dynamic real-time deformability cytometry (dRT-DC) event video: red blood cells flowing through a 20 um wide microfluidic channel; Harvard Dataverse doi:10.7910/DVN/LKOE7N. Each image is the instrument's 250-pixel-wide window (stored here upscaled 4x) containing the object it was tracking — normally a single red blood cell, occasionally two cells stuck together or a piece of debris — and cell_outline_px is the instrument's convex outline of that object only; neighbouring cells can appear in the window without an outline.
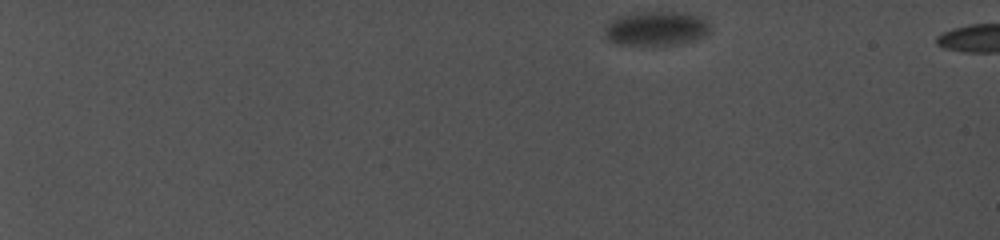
{"species": "common noctule bat (a hibernating species)", "species_latin": "Nyctalus noctula", "temperature_condition": "cold", "stored_images_in_passage": 54, "camera_frame_rate_fps": 5000, "um_per_image_px": 0.085, "animal": {"sex": "female", "body_mass_g": 19.0, "forearm_length_mm": 56.7}, "frame": {"image": 1, "passage_image": 1, "time_ms": 0.0, "image_size_px": [1000, 240], "cell_outline_px": [[712, 32], [696, 40], [676, 44], [616, 44], [608, 40], [604, 36], [604, 24], [612, 16], [628, 12], [680, 12], [700, 16], [708, 20], [712, 24]], "centroid_in_image_um": [55.75, 2.39], "position_along_channel_um": 29.3, "area_um2": 21.85}}
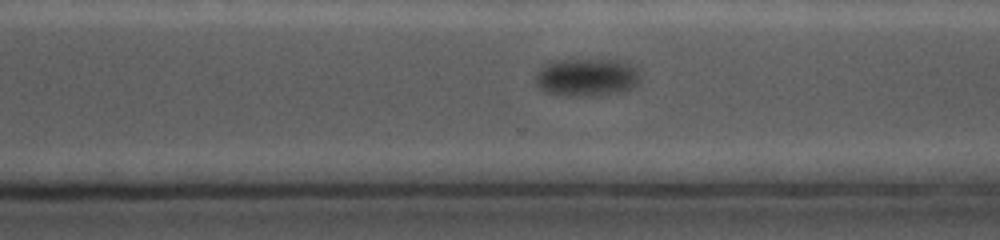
{"frame": {"image": 2, "passage_image": 48, "time_ms": 13.8, "image_size_px": [1000, 240], "cell_outline_px": [[640, 80], [632, 88], [624, 92], [552, 92], [540, 88], [536, 84], [536, 72], [540, 68], [548, 64], [560, 60], [628, 60], [640, 64]], "centroid_in_image_um": [50.04, 6.46], "position_along_channel_um": 320.6, "area_um2": 22.14}}
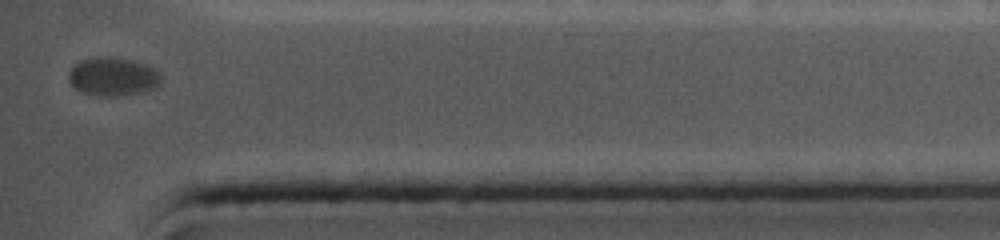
{"frame": {"image": 3, "passage_image": 54, "time_ms": 16.8, "image_size_px": [1000, 240], "cell_outline_px": [[160, 84], [152, 88], [112, 96], [104, 96], [80, 92], [68, 80], [68, 76], [72, 68], [80, 60], [100, 56], [108, 56], [136, 60], [148, 64], [160, 72]], "centroid_in_image_um": [9.59, 6.46], "position_along_channel_um": 425.6, "area_um2": 20.46}, "authors_computed_cell_mechanics": {"area_um2": 24.0159, "velocity_mm_per_s": 3.4862, "shape_relaxation_time_tau1_ms": 2.3181, "shape_relaxation_time_tau2_ms": null, "deformation_change_tau1": 0.064, "deformation_change_tau2": null}}